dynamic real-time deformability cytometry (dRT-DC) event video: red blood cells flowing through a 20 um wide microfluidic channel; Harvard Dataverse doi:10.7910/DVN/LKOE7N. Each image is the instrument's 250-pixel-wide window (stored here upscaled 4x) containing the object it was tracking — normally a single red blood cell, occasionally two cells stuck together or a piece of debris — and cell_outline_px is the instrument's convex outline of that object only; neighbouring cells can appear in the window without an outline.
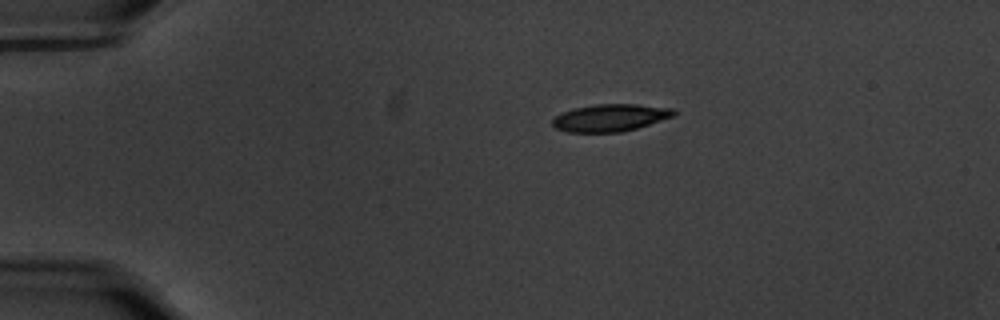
{"species": "common noctule bat (a hibernating species)", "species_latin": "Nyctalus noctula", "temperature_condition": "warm", "stored_images_in_passage": 47, "camera_frame_rate_fps": 3000, "um_per_image_px": 0.085, "animal": {"sex": "male", "body_mass_g": 20.1, "forearm_length_mm": 53.5}, "frame": {"image": 1, "passage_image": 1, "time_ms": 0.0, "image_size_px": [1000, 320], "cell_outline_px": [[676, 116], [636, 128], [620, 132], [568, 132], [556, 128], [552, 124], [552, 120], [556, 116], [564, 112], [576, 108], [596, 104], [636, 104], [676, 108]], "centroid_in_image_um": [51.94, 10.0], "position_along_channel_um": 33.1, "area_um2": 19.25}}
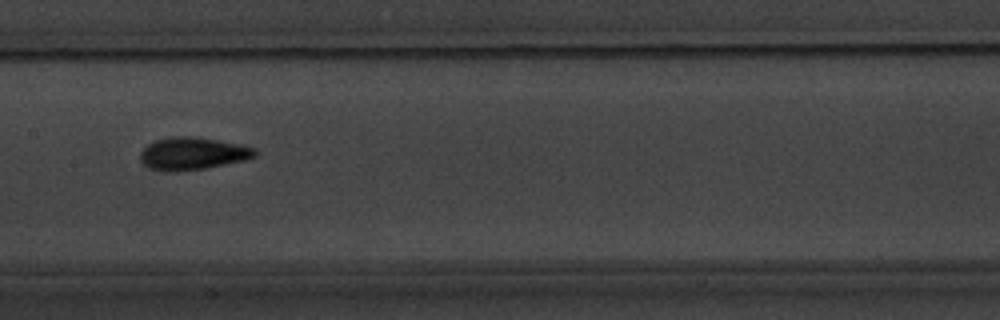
{"frame": {"image": 2, "passage_image": 19, "time_ms": 6.0, "image_size_px": [1000, 320], "cell_outline_px": [[256, 156], [244, 160], [204, 168], [164, 172], [148, 168], [140, 160], [140, 152], [148, 144], [156, 140], [168, 136], [196, 136], [240, 144], [256, 148]], "centroid_in_image_um": [16.34, 13.04], "position_along_channel_um": 191.1, "area_um2": 21.73}}
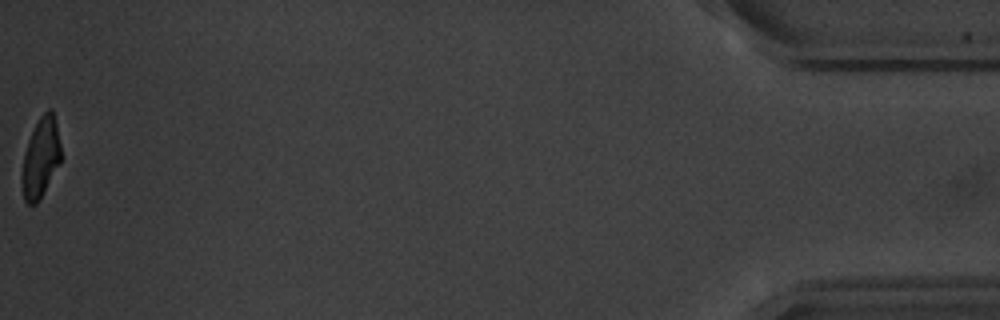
{"frame": {"image": 3, "passage_image": 47, "time_ms": 15.333, "image_size_px": [1000, 320], "cell_outline_px": [[60, 160], [40, 200], [36, 204], [28, 204], [24, 200], [20, 176], [24, 156], [28, 140], [40, 116], [48, 108], [52, 108], [56, 124], [60, 144]], "centroid_in_image_um": [3.43, 13.43], "position_along_channel_um": 431.8, "area_um2": 17.92}, "authors_computed_cell_mechanics": {"area_um2": 19.7098, "velocity_mm_per_s": 3.544, "shape_relaxation_time_tau1_ms": 3.1334, "shape_relaxation_time_tau2_ms": 1.6042, "deformation_change_tau1": 0.1589, "deformation_change_tau2": 0.0791}}